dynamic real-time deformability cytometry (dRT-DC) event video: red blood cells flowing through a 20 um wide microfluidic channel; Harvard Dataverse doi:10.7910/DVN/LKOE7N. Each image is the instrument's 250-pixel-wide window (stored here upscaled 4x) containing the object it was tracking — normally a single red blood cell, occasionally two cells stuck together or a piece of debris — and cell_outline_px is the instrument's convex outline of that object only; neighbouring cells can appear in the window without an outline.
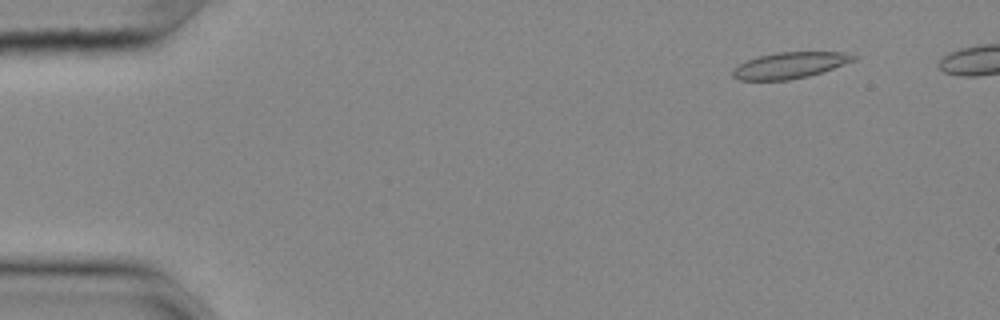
{"species": "common noctule bat (a hibernating species)", "species_latin": "Nyctalus noctula", "temperature_condition": "cold", "stored_images_in_passage": 51, "camera_frame_rate_fps": 3000, "um_per_image_px": 0.085, "animal": {"sex": "female", "body_mass_g": 25.1}, "frame": {"image": 1, "passage_image": 6, "time_ms": 1.667, "image_size_px": [1000, 320], "cell_outline_px": [[860, 56], [856, 60], [808, 76], [788, 80], [740, 80], [732, 76], [732, 72], [740, 64], [748, 60], [760, 56], [776, 52], [840, 52]], "centroid_in_image_um": [67.16, 5.55], "position_along_channel_um": 17.8, "area_um2": 18.15}}
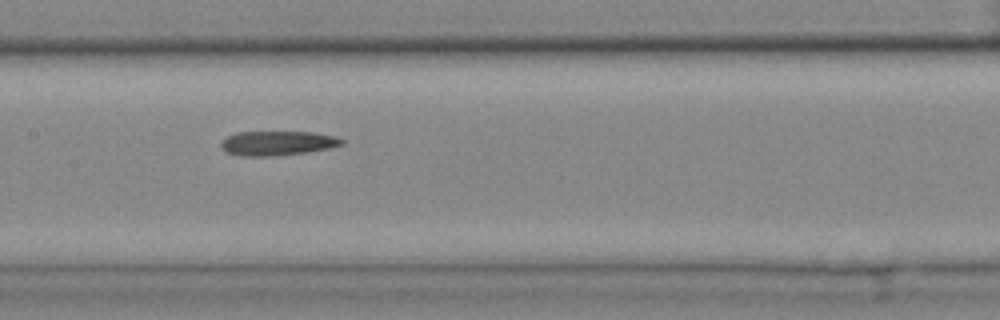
{"frame": {"image": 2, "passage_image": 28, "time_ms": 9.0, "image_size_px": [1000, 320], "cell_outline_px": [[344, 144], [332, 148], [304, 152], [272, 156], [240, 156], [224, 152], [220, 148], [220, 144], [228, 136], [236, 132], [312, 132], [336, 136], [344, 140]], "centroid_in_image_um": [23.58, 12.17], "position_along_channel_um": 183.8, "area_um2": 17.28}}
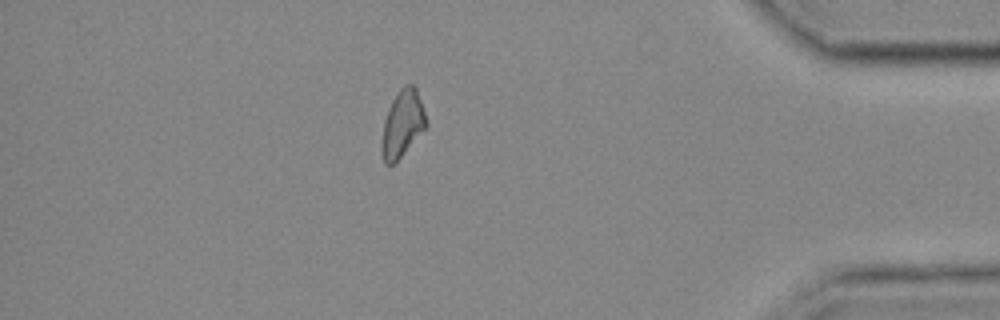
{"frame": {"image": 3, "passage_image": 49, "time_ms": 16.0, "image_size_px": [1000, 320], "cell_outline_px": [[428, 128], [392, 164], [384, 164], [380, 148], [384, 120], [388, 108], [392, 100], [400, 88], [404, 84], [412, 84], [416, 88], [428, 120]], "centroid_in_image_um": [34.22, 10.51], "position_along_channel_um": 401.0, "area_um2": 17.51}}